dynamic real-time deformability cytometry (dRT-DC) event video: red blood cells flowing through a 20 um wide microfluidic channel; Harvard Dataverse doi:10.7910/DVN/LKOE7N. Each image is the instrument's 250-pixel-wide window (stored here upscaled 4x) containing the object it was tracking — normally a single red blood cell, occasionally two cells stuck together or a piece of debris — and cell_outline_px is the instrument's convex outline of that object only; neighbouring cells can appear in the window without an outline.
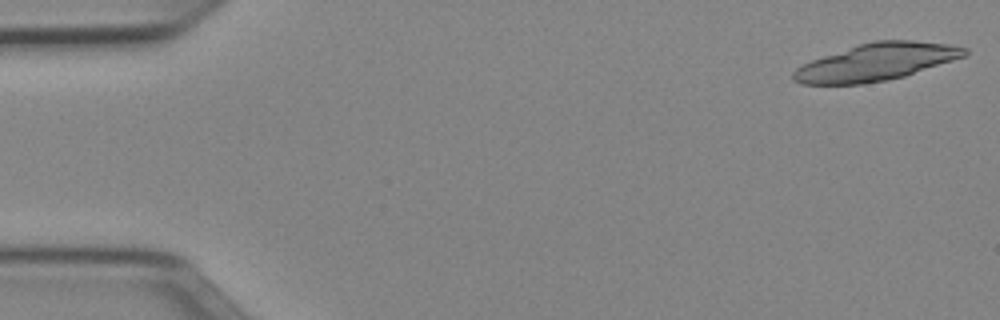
{"species": "Egyptian fruit bat (a non-hibernating species)", "species_latin": "Rousettus aegyptiacus", "temperature_condition": "cold", "stored_images_in_passage": 17, "camera_frame_rate_fps": 3000, "um_per_image_px": 0.085, "animal": {"sex": "female"}, "frame": {"image": 1, "passage_image": 1, "time_ms": 0.0, "image_size_px": [1000, 320], "cell_outline_px": [[968, 52], [964, 56], [904, 76], [888, 80], [860, 84], [804, 84], [792, 80], [792, 72], [796, 68], [812, 60], [872, 40], [912, 40], [948, 44], [968, 48]], "centroid_in_image_um": [74.48, 5.27], "position_along_channel_um": 10.5, "area_um2": 36.65}}